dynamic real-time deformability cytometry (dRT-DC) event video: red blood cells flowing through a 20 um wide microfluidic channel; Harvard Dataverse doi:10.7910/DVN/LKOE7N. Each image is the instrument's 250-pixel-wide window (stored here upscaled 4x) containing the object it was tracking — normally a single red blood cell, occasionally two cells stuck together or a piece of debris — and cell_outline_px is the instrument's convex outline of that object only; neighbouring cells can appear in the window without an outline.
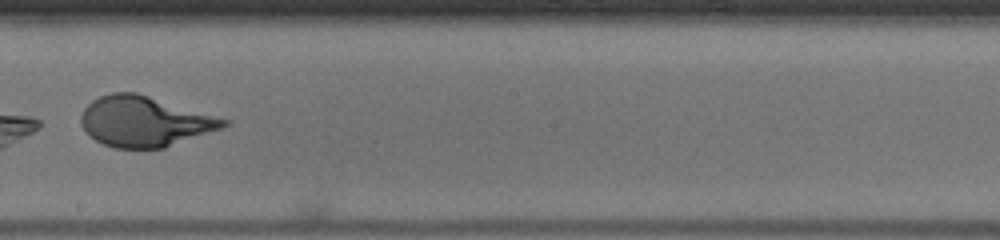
{"species": "human", "species_latin": "Homo sapiens", "temperature_condition": "warm", "stored_images_in_passage": 37, "camera_frame_rate_fps": 3000, "um_per_image_px": 0.085, "donor": {"sex": "male"}, "frame": {"image": 1, "passage_image": 29, "time_ms": 9.333, "image_size_px": [1000, 240], "cell_outline_px": [[232, 124], [164, 148], [116, 148], [104, 144], [96, 140], [80, 124], [80, 116], [84, 108], [92, 100], [100, 96], [112, 92], [136, 92], [232, 120]], "centroid_in_image_um": [12.31, 10.31], "position_along_channel_um": 235.9, "area_um2": 41.73}}
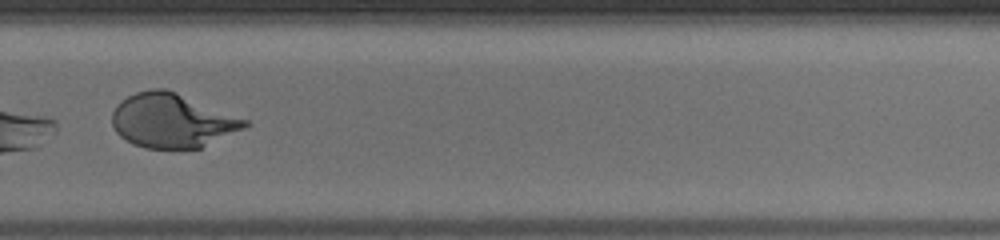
{"frame": {"image": 2, "passage_image": 35, "time_ms": 11.333, "image_size_px": [1000, 240], "cell_outline_px": [[248, 124], [244, 128], [200, 148], [144, 148], [132, 144], [120, 136], [116, 132], [112, 124], [112, 112], [128, 96], [136, 92], [152, 88], [164, 88], [176, 92], [248, 120]], "centroid_in_image_um": [14.61, 10.26], "position_along_channel_um": 315.2, "area_um2": 41.33}}